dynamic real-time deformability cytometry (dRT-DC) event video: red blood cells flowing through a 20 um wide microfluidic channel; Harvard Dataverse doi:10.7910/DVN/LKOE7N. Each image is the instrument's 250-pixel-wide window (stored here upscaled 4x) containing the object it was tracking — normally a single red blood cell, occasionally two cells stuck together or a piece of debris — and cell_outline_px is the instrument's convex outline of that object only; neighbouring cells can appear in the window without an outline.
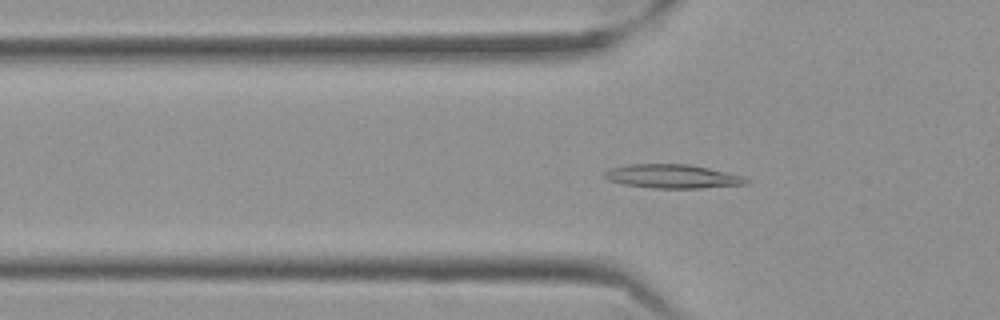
{"species": "Egyptian fruit bat (a non-hibernating species)", "species_latin": "Rousettus aegyptiacus", "temperature_condition": "cold", "stored_images_in_passage": 39, "camera_frame_rate_fps": 3000, "um_per_image_px": 0.085, "frame": {"image": 1, "passage_image": 19, "time_ms": 6.0, "image_size_px": [1000, 320], "cell_outline_px": [[748, 184], [700, 188], [652, 188], [624, 184], [608, 180], [604, 176], [604, 172], [612, 168], [628, 164], [688, 164], [708, 168], [740, 176], [748, 180]], "centroid_in_image_um": [57.12, 14.99], "position_along_channel_um": 68.7, "area_um2": 19.36}}
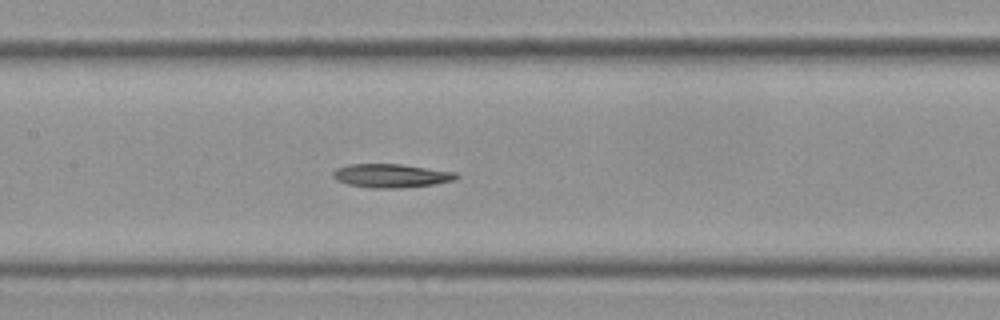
{"frame": {"image": 2, "passage_image": 28, "time_ms": 9.0, "image_size_px": [1000, 320], "cell_outline_px": [[460, 176], [456, 180], [432, 184], [396, 188], [372, 188], [348, 184], [336, 180], [332, 176], [332, 172], [336, 168], [348, 164], [400, 164], [456, 172]], "centroid_in_image_um": [33.23, 14.93], "position_along_channel_um": 174.2, "area_um2": 16.94}}
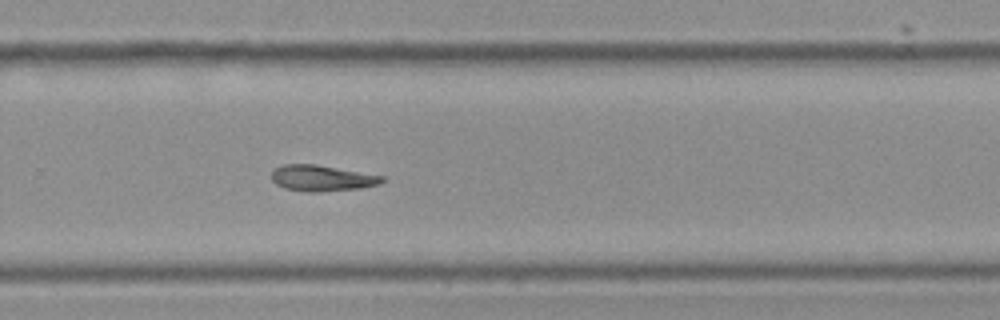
{"frame": {"image": 3, "passage_image": 39, "time_ms": 12.667, "image_size_px": [1000, 320], "cell_outline_px": [[384, 180], [380, 184], [360, 188], [320, 192], [308, 192], [284, 188], [276, 184], [272, 180], [272, 172], [276, 168], [284, 164], [316, 164], [384, 176]], "centroid_in_image_um": [27.36, 15.14], "position_along_channel_um": 302.4, "area_um2": 16.7}}